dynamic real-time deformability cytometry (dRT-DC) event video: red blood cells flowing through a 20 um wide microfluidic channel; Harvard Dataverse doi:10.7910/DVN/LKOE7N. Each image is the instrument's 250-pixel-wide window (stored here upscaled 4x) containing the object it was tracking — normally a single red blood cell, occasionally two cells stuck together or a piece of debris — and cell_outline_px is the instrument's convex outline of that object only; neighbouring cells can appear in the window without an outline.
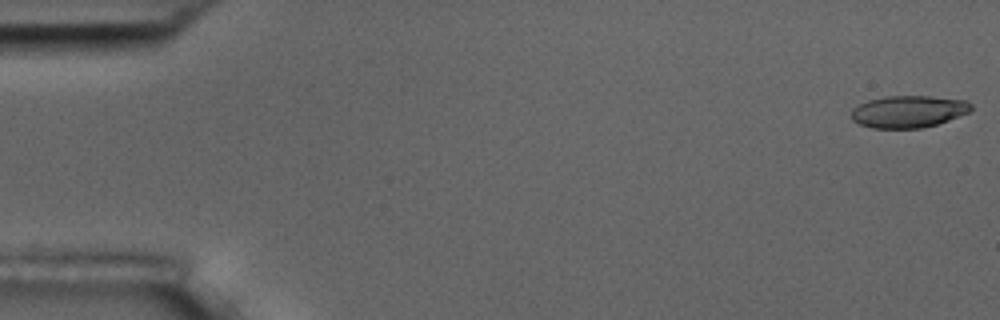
{"species": "common noctule bat (a hibernating species)", "species_latin": "Nyctalus noctula", "temperature_condition": "room temperature", "stored_images_in_passage": 5, "camera_frame_rate_fps": 3000, "um_per_image_px": 0.085, "animal": {"sex": "male", "body_mass_g": 17.5, "forearm_length_mm": 52.3}, "frame": {"image": 1, "passage_image": 1, "time_ms": 0.0, "image_size_px": [1000, 320], "cell_outline_px": [[972, 108], [968, 112], [948, 120], [936, 124], [920, 128], [872, 128], [860, 124], [852, 120], [852, 108], [868, 100], [888, 96], [928, 96], [968, 100], [972, 104]], "centroid_in_image_um": [77.22, 9.47], "position_along_channel_um": 7.8, "area_um2": 22.25}}
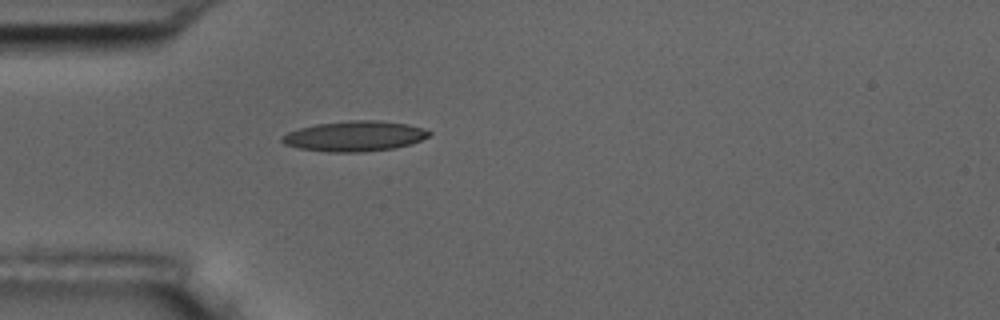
{"frame": {"image": 2, "passage_image": 5, "time_ms": 5.0, "image_size_px": [1000, 320], "cell_outline_px": [[432, 132], [428, 136], [412, 144], [396, 148], [364, 152], [328, 152], [300, 148], [284, 144], [280, 140], [280, 136], [288, 132], [300, 128], [316, 124], [348, 120], [380, 120], [408, 124], [424, 128]], "centroid_in_image_um": [30.16, 11.57], "position_along_channel_um": 54.8, "area_um2": 26.18}}